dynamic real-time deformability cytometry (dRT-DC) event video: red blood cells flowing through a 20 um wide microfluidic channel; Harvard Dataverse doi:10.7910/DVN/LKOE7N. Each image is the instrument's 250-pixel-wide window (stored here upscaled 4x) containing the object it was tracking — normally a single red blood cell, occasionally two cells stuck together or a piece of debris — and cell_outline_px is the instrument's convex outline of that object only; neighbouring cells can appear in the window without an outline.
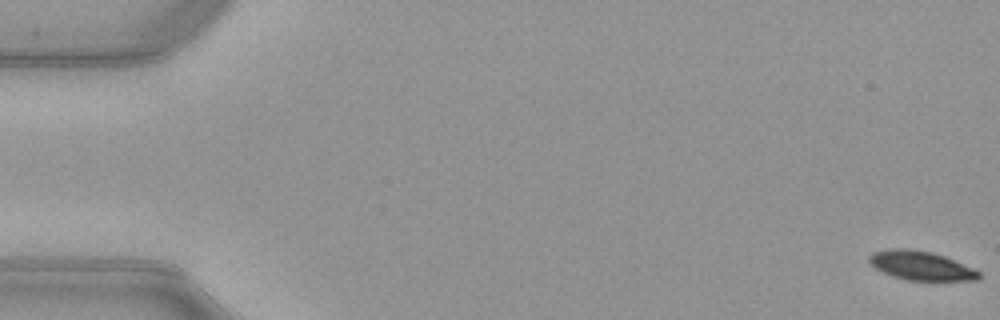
{"species": "common noctule bat (a hibernating species)", "species_latin": "Nyctalus noctula", "temperature_condition": "warm", "stored_images_in_passage": 54, "camera_frame_rate_fps": 3000, "um_per_image_px": 0.085, "animal": {"sex": "female", "body_mass_g": 21.9}, "frame": {"image": 1, "passage_image": 1, "time_ms": 0.0, "image_size_px": [1000, 320], "cell_outline_px": [[980, 276], [976, 280], [908, 280], [892, 276], [876, 268], [868, 260], [868, 256], [872, 252], [888, 248], [908, 248], [932, 252], [944, 256], [972, 268], [980, 272]], "centroid_in_image_um": [78.23, 22.56], "position_along_channel_um": 6.8, "area_um2": 18.38}}
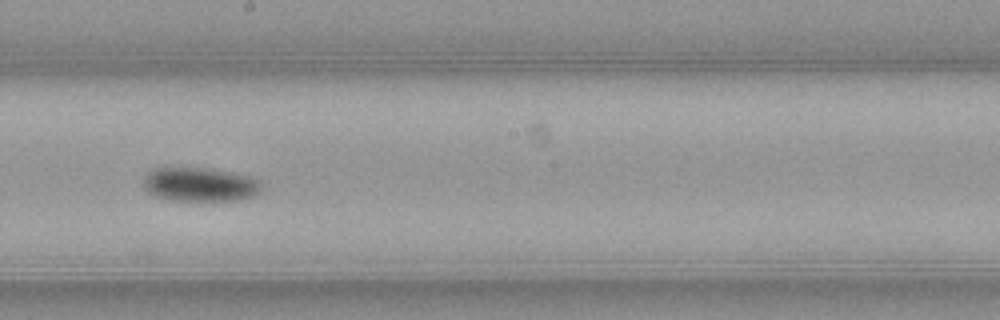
{"frame": {"image": 2, "passage_image": 30, "time_ms": 9.667, "image_size_px": [1000, 320], "cell_outline_px": [[264, 188], [260, 192], [252, 196], [240, 200], [168, 200], [156, 196], [148, 192], [144, 188], [144, 176], [152, 168], [212, 168], [252, 176], [260, 180]], "centroid_in_image_um": [17.04, 15.67], "position_along_channel_um": 231.2, "area_um2": 23.7}}
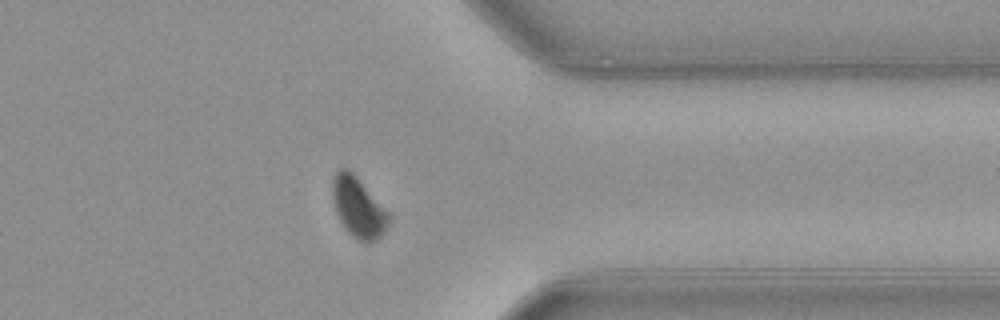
{"frame": {"image": 3, "passage_image": 42, "time_ms": 13.667, "image_size_px": [1000, 320], "cell_outline_px": [[392, 216], [388, 224], [380, 236], [376, 240], [368, 244], [364, 244], [356, 240], [344, 228], [336, 212], [332, 196], [332, 180], [336, 172], [340, 168], [348, 168], [392, 212]], "centroid_in_image_um": [30.5, 17.64], "position_along_channel_um": 380.9, "area_um2": 20.35}, "authors_computed_cell_mechanics": {"area_um2": 21.0103, "velocity_mm_per_s": 3.9657, "shape_relaxation_time_tau1_ms": 2.5836, "shape_relaxation_time_tau2_ms": null, "deformation_change_tau1": 0.1179, "deformation_change_tau2": null}}